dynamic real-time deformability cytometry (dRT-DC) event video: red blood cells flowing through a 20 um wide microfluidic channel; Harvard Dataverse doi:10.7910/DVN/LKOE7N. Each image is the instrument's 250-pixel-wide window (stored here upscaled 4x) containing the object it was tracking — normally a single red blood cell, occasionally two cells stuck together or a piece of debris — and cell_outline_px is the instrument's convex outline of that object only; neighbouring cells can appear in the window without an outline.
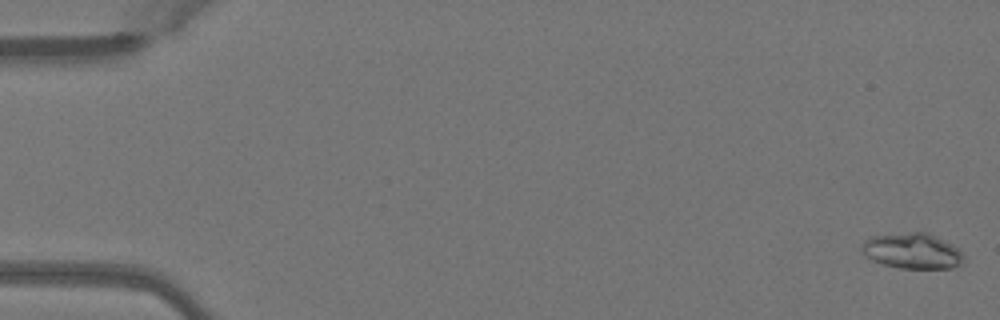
{"species": "Egyptian fruit bat (a non-hibernating species)", "species_latin": "Rousettus aegyptiacus", "temperature_condition": "warm", "stored_images_in_passage": 51, "camera_frame_rate_fps": 3000, "um_per_image_px": 0.085, "animal": {"sex": "female"}, "frame": {"image": 1, "passage_image": 1, "time_ms": 0.0, "image_size_px": [1000, 320], "cell_outline_px": [[964, 264], [952, 268], [900, 268], [884, 264], [872, 260], [864, 256], [860, 248], [864, 240], [872, 236], [912, 232], [928, 232], [952, 244], [964, 256]], "centroid_in_image_um": [77.54, 21.33], "position_along_channel_um": 7.5, "area_um2": 21.21}}
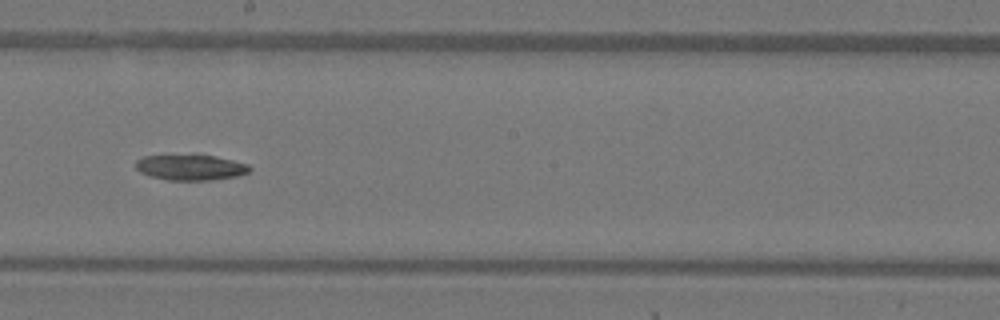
{"frame": {"image": 2, "passage_image": 29, "time_ms": 9.333, "image_size_px": [1000, 320], "cell_outline_px": [[252, 168], [248, 172], [236, 176], [212, 180], [168, 180], [152, 176], [140, 172], [136, 168], [136, 160], [144, 156], [212, 156], [232, 160], [248, 164]], "centroid_in_image_um": [16.21, 14.24], "position_along_channel_um": 232.0, "area_um2": 16.53}}
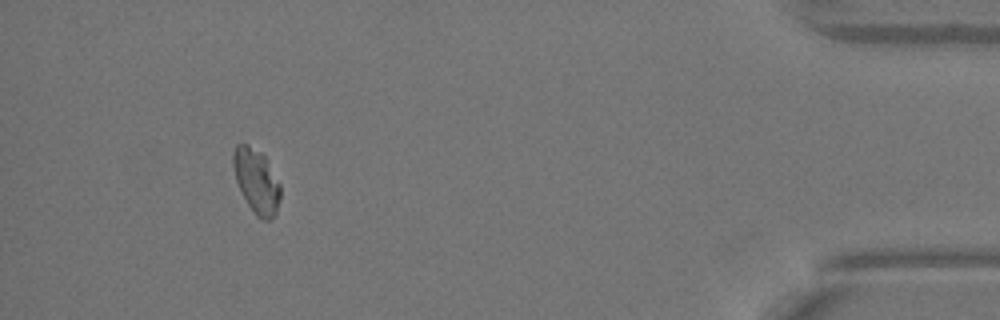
{"frame": {"image": 3, "passage_image": 47, "time_ms": 15.333, "image_size_px": [1000, 320], "cell_outline_px": [[280, 196], [276, 212], [272, 220], [260, 220], [256, 216], [248, 204], [236, 180], [232, 164], [232, 152], [236, 144], [248, 144], [260, 152], [264, 156], [280, 184]], "centroid_in_image_um": [21.79, 15.39], "position_along_channel_um": 413.4, "area_um2": 17.57}}